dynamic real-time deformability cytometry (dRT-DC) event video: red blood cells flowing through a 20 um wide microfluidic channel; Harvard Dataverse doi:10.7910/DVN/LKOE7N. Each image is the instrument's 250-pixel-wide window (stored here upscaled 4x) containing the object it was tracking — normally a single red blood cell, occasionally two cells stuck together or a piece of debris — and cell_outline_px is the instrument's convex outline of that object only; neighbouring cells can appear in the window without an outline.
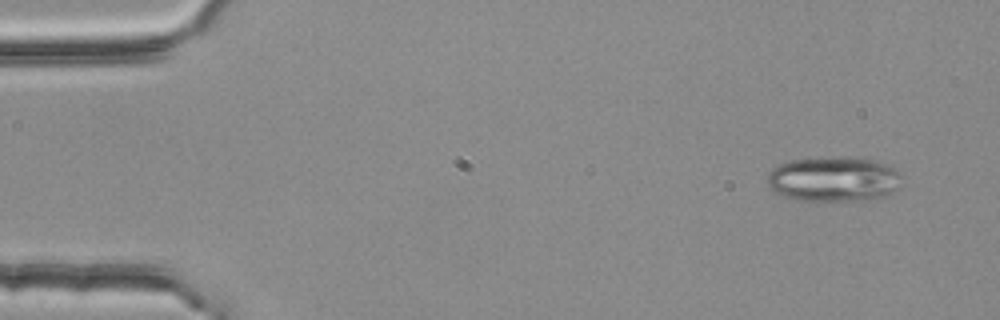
{"species": "common noctule bat (a hibernating species)", "species_latin": "Nyctalus noctula", "temperature_condition": "room temperature", "stored_images_in_passage": 3, "camera_frame_rate_fps": 3000, "um_per_image_px": 0.085, "animal": {"sex": "female", "body_mass_g": 25.1}, "frame": {"image": 1, "passage_image": 1, "time_ms": 0.0, "image_size_px": [1000, 320], "cell_outline_px": [[904, 176], [900, 188], [876, 200], [796, 200], [772, 192], [764, 180], [768, 172], [776, 164], [788, 160], [840, 156], [860, 156], [876, 160], [888, 164], [896, 168]], "centroid_in_image_um": [70.89, 15.2], "position_along_channel_um": 14.1, "area_um2": 36.65}}